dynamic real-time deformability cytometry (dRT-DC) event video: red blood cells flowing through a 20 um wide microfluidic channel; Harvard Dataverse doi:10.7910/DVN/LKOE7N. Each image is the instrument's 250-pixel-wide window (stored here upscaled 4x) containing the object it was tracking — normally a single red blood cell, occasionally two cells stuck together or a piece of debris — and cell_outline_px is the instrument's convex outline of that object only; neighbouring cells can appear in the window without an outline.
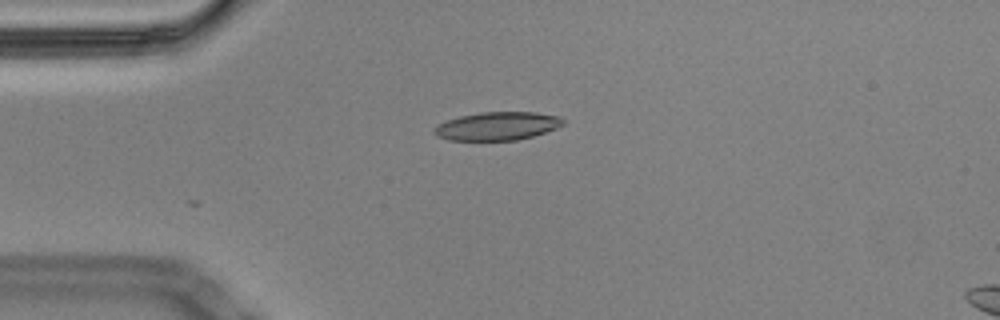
{"species": "Egyptian fruit bat (a non-hibernating species)", "species_latin": "Rousettus aegyptiacus", "temperature_condition": "cold", "stored_images_in_passage": 11, "camera_frame_rate_fps": 3000, "um_per_image_px": 0.085, "animal": {"sex": "male"}, "frame": {"image": 1, "passage_image": 1, "time_ms": 0.0, "image_size_px": [1000, 320], "cell_outline_px": [[564, 124], [556, 128], [532, 136], [516, 140], [448, 140], [436, 136], [432, 132], [440, 124], [448, 120], [460, 116], [480, 112], [536, 112], [560, 116], [564, 120]], "centroid_in_image_um": [42.29, 10.71], "position_along_channel_um": 42.7, "area_um2": 21.1}}
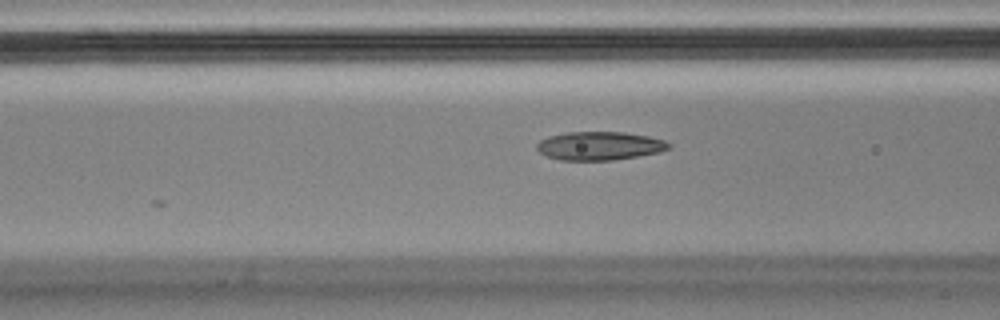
{"frame": {"image": 2, "passage_image": 9, "time_ms": 2.667, "image_size_px": [1000, 320], "cell_outline_px": [[672, 144], [668, 148], [660, 152], [612, 160], [560, 160], [544, 156], [536, 148], [536, 144], [540, 140], [548, 136], [568, 132], [624, 132], [648, 136], [664, 140]], "centroid_in_image_um": [50.93, 12.39], "position_along_channel_um": 115.7, "area_um2": 21.91}}